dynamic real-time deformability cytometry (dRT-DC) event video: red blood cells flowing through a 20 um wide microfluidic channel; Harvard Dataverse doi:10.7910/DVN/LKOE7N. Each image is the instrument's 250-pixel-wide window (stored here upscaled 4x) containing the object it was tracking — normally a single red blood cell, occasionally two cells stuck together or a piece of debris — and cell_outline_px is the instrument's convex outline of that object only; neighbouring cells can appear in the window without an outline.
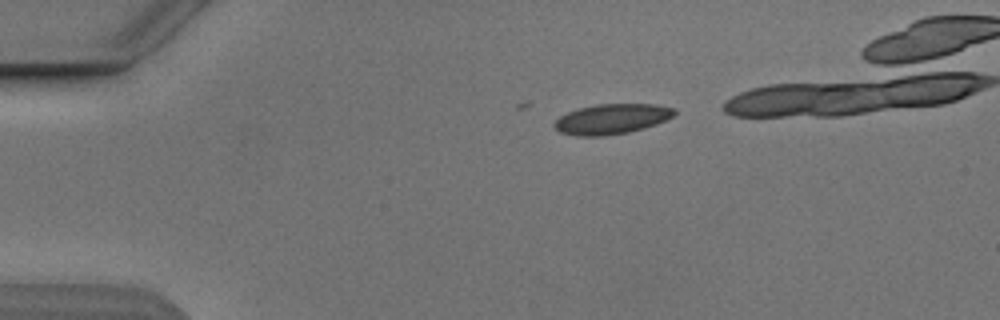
{"species": "Egyptian fruit bat (a non-hibernating species)", "species_latin": "Rousettus aegyptiacus", "temperature_condition": "cold", "stored_images_in_passage": 4, "segment_of_instrument_passage": [1, 2], "camera_frame_rate_fps": 3000, "um_per_image_px": 0.085, "animal": {"sex": "male"}, "frame": {"image": 1, "passage_image": 1, "time_ms": 0.0, "image_size_px": [1000, 320], "cell_outline_px": [[676, 112], [672, 116], [656, 124], [644, 128], [628, 132], [604, 136], [576, 136], [560, 132], [552, 124], [560, 116], [568, 112], [580, 108], [596, 104], [656, 104], [676, 108]], "centroid_in_image_um": [52.0, 10.11], "position_along_channel_um": 33.0, "area_um2": 21.04}}
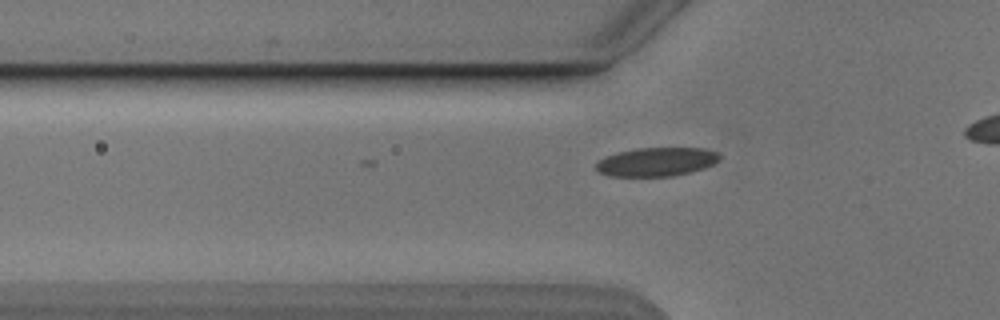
{"frame": {"image": 2, "passage_image": 3, "time_ms": 2.333, "image_size_px": [1000, 320], "cell_outline_px": [[720, 156], [712, 164], [704, 168], [672, 176], [608, 176], [600, 172], [596, 168], [596, 160], [604, 156], [636, 148], [704, 148], [716, 152]], "centroid_in_image_um": [55.74, 13.75], "position_along_channel_um": 70.1, "area_um2": 20.52}}